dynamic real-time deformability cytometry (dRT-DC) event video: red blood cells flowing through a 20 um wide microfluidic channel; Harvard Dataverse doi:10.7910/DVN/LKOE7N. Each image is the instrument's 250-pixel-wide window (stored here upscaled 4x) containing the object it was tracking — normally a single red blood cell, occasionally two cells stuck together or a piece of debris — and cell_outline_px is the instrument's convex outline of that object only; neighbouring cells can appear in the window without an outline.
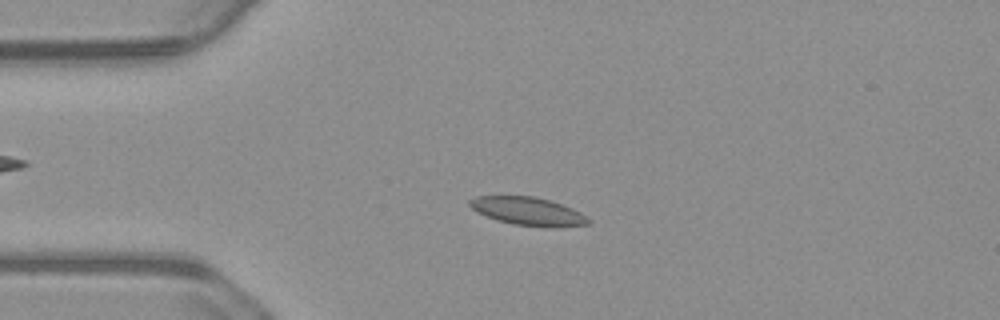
{"species": "common noctule bat (a hibernating species)", "species_latin": "Nyctalus noctula", "temperature_condition": "warm", "stored_images_in_passage": 55, "camera_frame_rate_fps": 3000, "um_per_image_px": 0.085, "animal": {"sex": "male", "body_mass_g": 23.1, "forearm_length_mm": 52.7}, "frame": {"image": 1, "passage_image": 13, "time_ms": 4.0, "image_size_px": [1000, 320], "cell_outline_px": [[592, 220], [588, 224], [512, 224], [496, 220], [476, 212], [468, 204], [468, 200], [476, 196], [532, 196], [548, 200], [572, 208], [588, 216]], "centroid_in_image_um": [44.76, 17.9], "position_along_channel_um": 40.2, "area_um2": 18.5}}
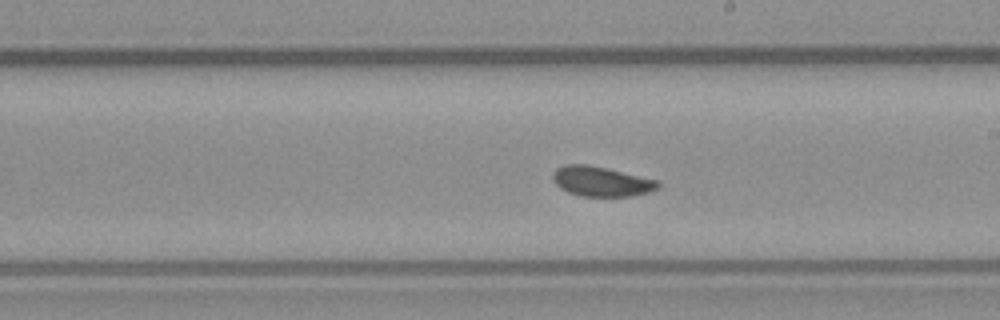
{"frame": {"image": 2, "passage_image": 31, "time_ms": 10.0, "image_size_px": [1000, 320], "cell_outline_px": [[660, 188], [648, 192], [628, 196], [580, 196], [568, 192], [560, 188], [552, 180], [552, 172], [556, 168], [564, 164], [588, 164], [608, 168], [660, 180]], "centroid_in_image_um": [51.1, 15.4], "position_along_channel_um": 237.9, "area_um2": 18.61}}
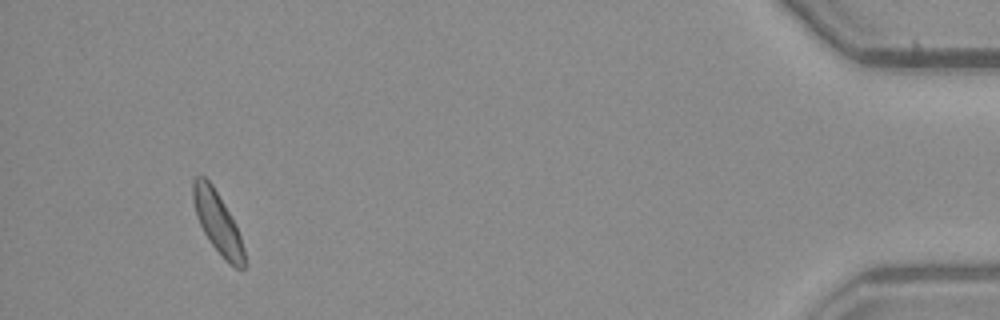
{"frame": {"image": 3, "passage_image": 52, "time_ms": 17.0, "image_size_px": [1000, 320], "cell_outline_px": [[244, 268], [236, 268], [208, 240], [196, 216], [192, 200], [192, 180], [196, 176], [204, 176], [212, 184], [224, 204], [240, 236], [244, 248]], "centroid_in_image_um": [18.44, 18.83], "position_along_channel_um": 416.8, "area_um2": 17.69}, "authors_computed_cell_mechanics": {"area_um2": 18.6116, "velocity_mm_per_s": 3.6883, "shape_relaxation_time_tau1_ms": 9.0616, "shape_relaxation_time_tau2_ms": 6.18, "deformation_change_tau1": 0.1434, "deformation_change_tau2": 0.0946}}